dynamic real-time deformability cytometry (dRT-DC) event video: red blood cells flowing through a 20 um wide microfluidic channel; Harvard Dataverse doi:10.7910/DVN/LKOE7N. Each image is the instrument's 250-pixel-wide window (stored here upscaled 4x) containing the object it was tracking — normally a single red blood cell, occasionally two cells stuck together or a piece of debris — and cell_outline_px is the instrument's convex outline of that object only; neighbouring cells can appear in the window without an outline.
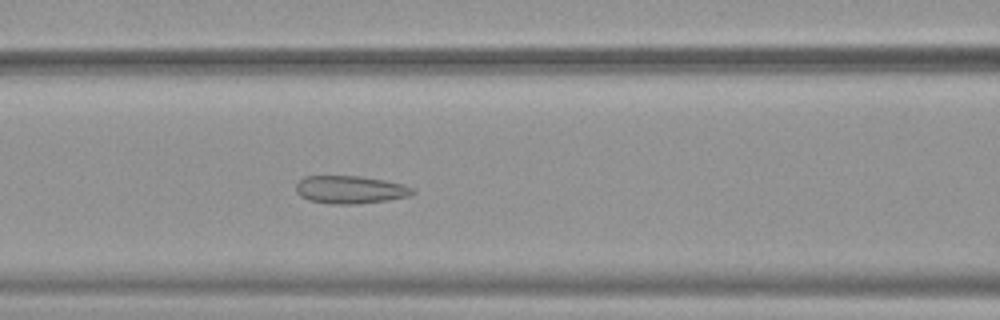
{"species": "common noctule bat (a hibernating species)", "species_latin": "Nyctalus noctula", "temperature_condition": "warm", "stored_images_in_passage": 53, "camera_frame_rate_fps": 3000, "um_per_image_px": 0.085, "animal": {"sex": "female", "body_mass_g": 19.9}, "frame": {"image": 1, "passage_image": 23, "time_ms": 7.333, "image_size_px": [1000, 320], "cell_outline_px": [[416, 192], [408, 196], [388, 200], [356, 204], [328, 204], [308, 200], [300, 196], [296, 192], [296, 184], [304, 176], [360, 176], [384, 180], [404, 184], [416, 188]], "centroid_in_image_um": [29.78, 16.12], "position_along_channel_um": 136.8, "area_um2": 19.13}}
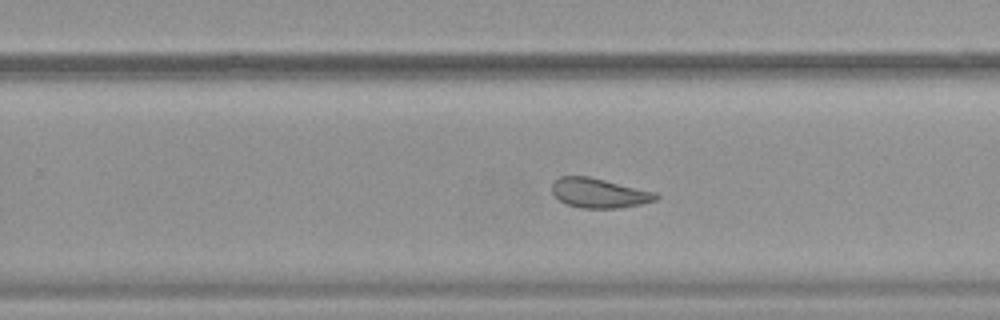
{"frame": {"image": 2, "passage_image": 34, "time_ms": 11.0, "image_size_px": [1000, 320], "cell_outline_px": [[660, 196], [656, 200], [640, 204], [620, 208], [580, 208], [564, 204], [552, 192], [552, 184], [560, 176], [588, 176], [656, 192]], "centroid_in_image_um": [50.92, 16.41], "position_along_channel_um": 278.9, "area_um2": 17.92}}
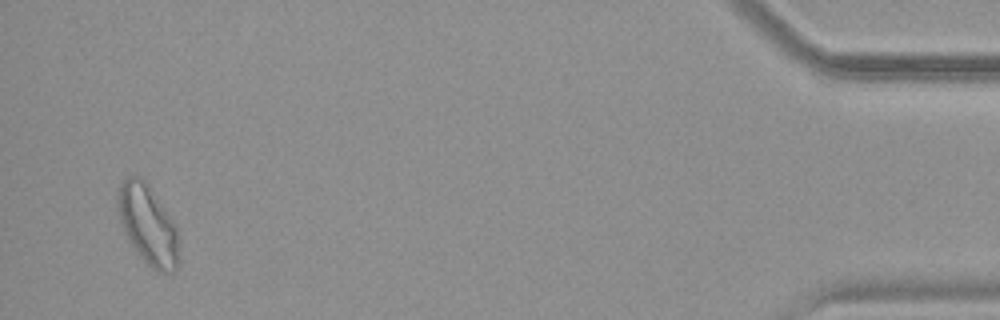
{"frame": {"image": 3, "passage_image": 51, "time_ms": 16.667, "image_size_px": [1000, 320], "cell_outline_px": [[176, 268], [172, 272], [156, 272], [136, 252], [128, 240], [120, 220], [116, 204], [116, 196], [120, 184], [128, 176], [136, 176], [144, 180], [176, 224]], "centroid_in_image_um": [12.51, 19.08], "position_along_channel_um": 422.7, "area_um2": 27.69}, "authors_computed_cell_mechanics": {"area_um2": 23.2356, "velocity_mm_per_s": 3.8972, "shape_relaxation_time_tau1_ms": null, "shape_relaxation_time_tau2_ms": 1.4225, "deformation_change_tau1": null, "deformation_change_tau2": 0.0703}}